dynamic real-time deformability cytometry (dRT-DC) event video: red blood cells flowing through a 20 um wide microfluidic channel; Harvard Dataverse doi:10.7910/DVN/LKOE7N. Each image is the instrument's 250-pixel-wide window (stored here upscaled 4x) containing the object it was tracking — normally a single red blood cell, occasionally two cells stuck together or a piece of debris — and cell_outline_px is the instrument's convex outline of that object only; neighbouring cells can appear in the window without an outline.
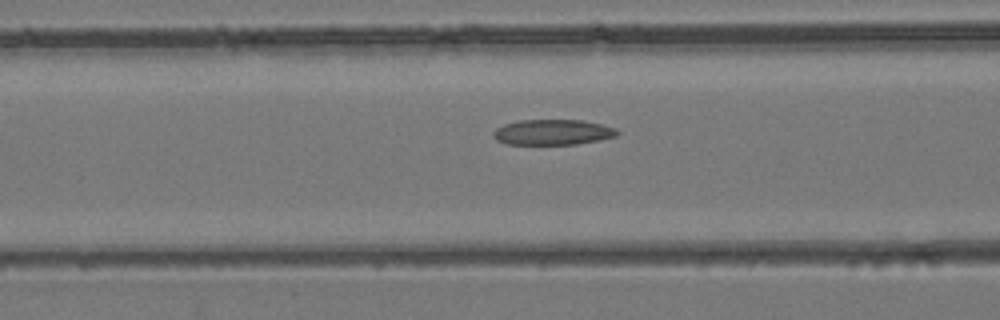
{"species": "common noctule bat (a hibernating species)", "species_latin": "Nyctalus noctula", "temperature_condition": "room temperature", "stored_images_in_passage": 44, "camera_frame_rate_fps": 3000, "um_per_image_px": 0.085, "animal": {"sex": "female", "body_mass_g": 24.6, "forearm_length_mm": 56.2}, "frame": {"image": 1, "passage_image": 18, "time_ms": 5.667, "image_size_px": [1000, 320], "cell_outline_px": [[620, 132], [616, 136], [576, 144], [508, 144], [496, 140], [492, 136], [492, 132], [496, 128], [504, 124], [520, 120], [580, 120], [600, 124], [616, 128]], "centroid_in_image_um": [46.94, 11.23], "position_along_channel_um": 119.7, "area_um2": 18.26}}
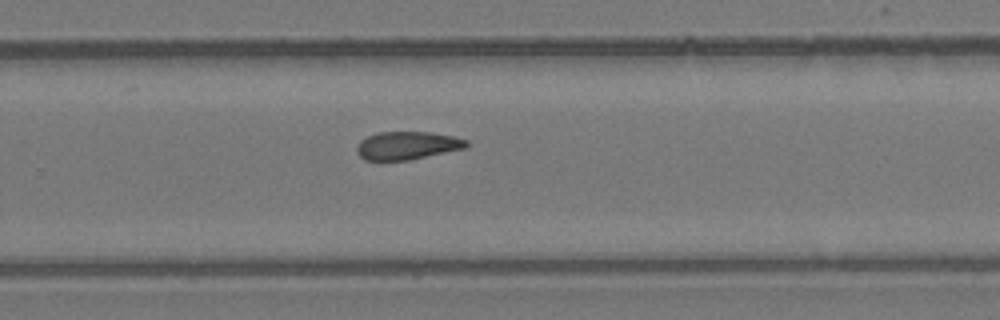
{"frame": {"image": 2, "passage_image": 29, "time_ms": 9.333, "image_size_px": [1000, 320], "cell_outline_px": [[468, 144], [464, 148], [408, 160], [364, 160], [356, 152], [356, 148], [360, 140], [376, 132], [428, 132], [452, 136], [468, 140]], "centroid_in_image_um": [34.56, 12.36], "position_along_channel_um": 295.2, "area_um2": 17.74}}
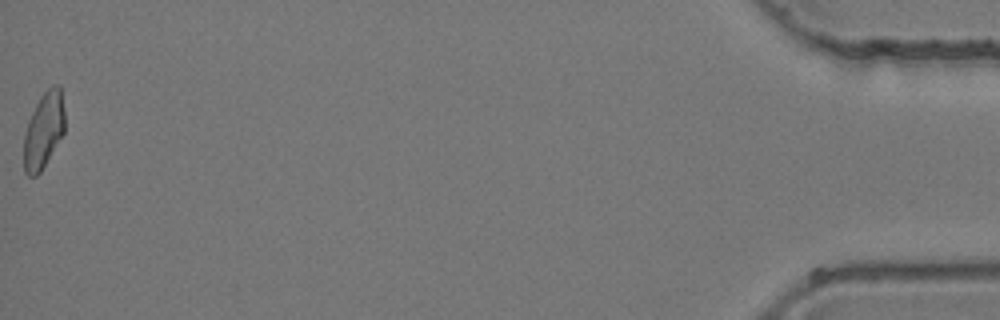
{"frame": {"image": 3, "passage_image": 44, "time_ms": 14.333, "image_size_px": [1000, 320], "cell_outline_px": [[64, 132], [40, 172], [36, 176], [28, 176], [24, 172], [24, 132], [28, 120], [40, 96], [52, 84], [60, 84], [64, 112]], "centroid_in_image_um": [3.7, 11.05], "position_along_channel_um": 431.5, "area_um2": 18.09}}